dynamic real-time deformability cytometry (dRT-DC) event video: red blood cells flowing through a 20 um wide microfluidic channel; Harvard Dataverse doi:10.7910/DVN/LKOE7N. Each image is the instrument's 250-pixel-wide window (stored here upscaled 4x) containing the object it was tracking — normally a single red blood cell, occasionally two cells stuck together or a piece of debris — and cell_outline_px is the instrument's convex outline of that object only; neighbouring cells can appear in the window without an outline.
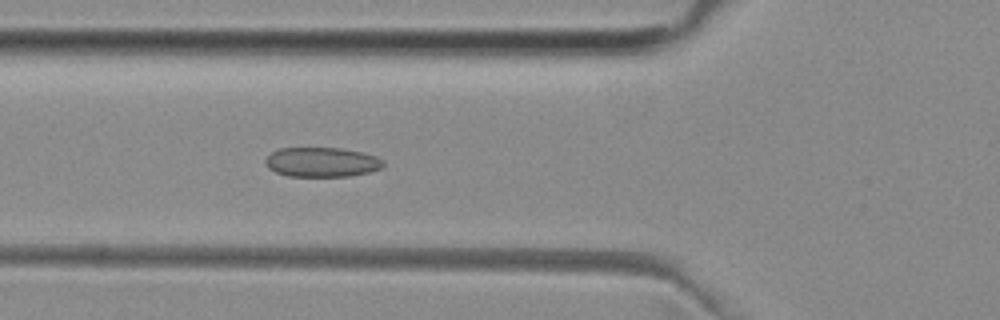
{"species": "common noctule bat (a hibernating species)", "species_latin": "Nyctalus noctula", "temperature_condition": "room temperature", "stored_images_in_passage": 52, "camera_frame_rate_fps": 3000, "um_per_image_px": 0.085, "animal": {"sex": "female", "body_mass_g": 29.2, "forearm_length_mm": 56.3}, "frame": {"image": 1, "passage_image": 18, "time_ms": 5.667, "image_size_px": [1000, 320], "cell_outline_px": [[384, 164], [380, 168], [368, 172], [352, 176], [288, 176], [276, 172], [268, 168], [264, 160], [272, 152], [280, 148], [340, 148], [364, 152], [376, 156], [384, 160]], "centroid_in_image_um": [27.36, 13.78], "position_along_channel_um": 98.4, "area_um2": 20.35}}
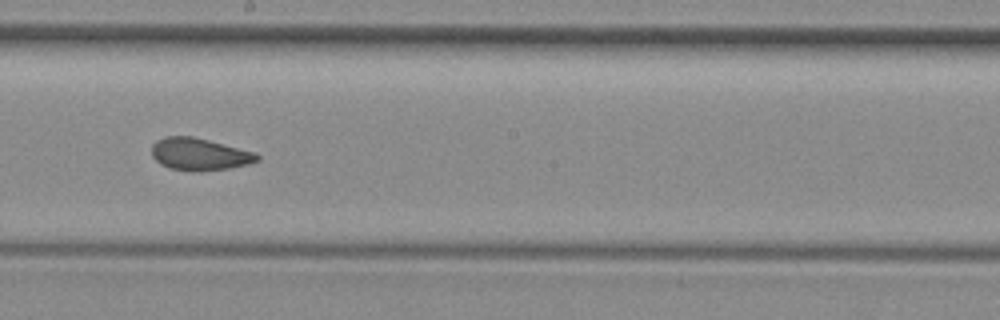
{"frame": {"image": 2, "passage_image": 28, "time_ms": 9.0, "image_size_px": [1000, 320], "cell_outline_px": [[260, 160], [248, 164], [228, 168], [200, 172], [192, 172], [168, 168], [160, 164], [152, 156], [152, 144], [156, 140], [164, 136], [192, 136], [256, 152], [260, 156]], "centroid_in_image_um": [16.94, 13.12], "position_along_channel_um": 231.3, "area_um2": 20.06}}
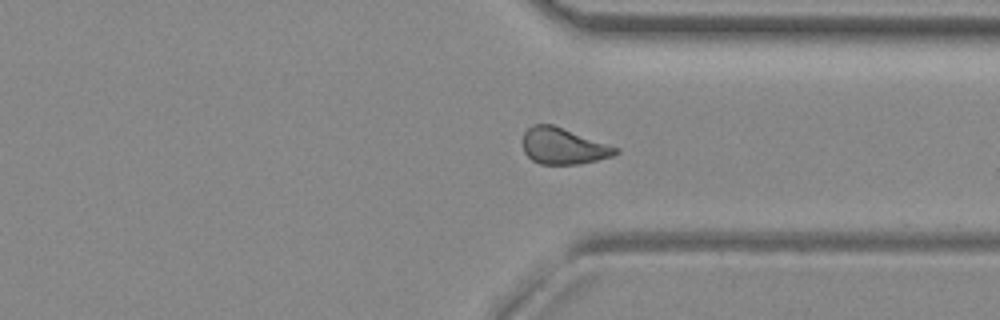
{"frame": {"image": 3, "passage_image": 38, "time_ms": 12.333, "image_size_px": [1000, 320], "cell_outline_px": [[620, 152], [612, 156], [580, 164], [540, 164], [532, 160], [524, 152], [524, 132], [532, 124], [552, 124], [620, 148]], "centroid_in_image_um": [47.9, 12.42], "position_along_channel_um": 363.5, "area_um2": 19.54}, "authors_computed_cell_mechanics": {"area_um2": 20.2011, "velocity_mm_per_s": 3.9774, "shape_relaxation_time_tau1_ms": null, "shape_relaxation_time_tau2_ms": 1.4762, "deformation_change_tau1": null, "deformation_change_tau2": 0.0737}}